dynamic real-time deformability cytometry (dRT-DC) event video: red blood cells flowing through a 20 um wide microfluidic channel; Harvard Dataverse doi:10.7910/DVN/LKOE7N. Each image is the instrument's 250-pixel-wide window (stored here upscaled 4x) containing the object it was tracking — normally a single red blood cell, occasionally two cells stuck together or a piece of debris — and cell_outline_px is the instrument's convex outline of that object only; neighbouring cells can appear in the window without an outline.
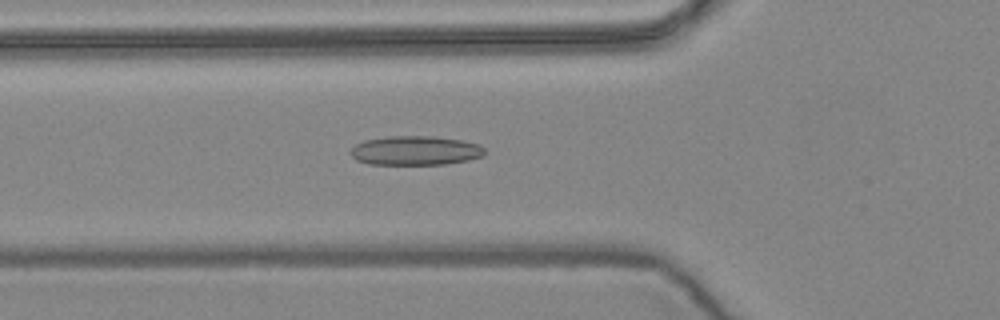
{"species": "common noctule bat (a hibernating species)", "species_latin": "Nyctalus noctula", "temperature_condition": "warm", "stored_images_in_passage": 40, "camera_frame_rate_fps": 3000, "um_per_image_px": 0.085, "animal": {"sex": "female", "body_mass_g": 24.6, "forearm_length_mm": 56.2}, "frame": {"image": 1, "passage_image": 8, "time_ms": 2.333, "image_size_px": [1000, 320], "cell_outline_px": [[484, 156], [468, 160], [444, 164], [368, 164], [356, 160], [348, 152], [356, 144], [364, 140], [388, 136], [436, 136], [464, 140], [480, 144], [484, 148]], "centroid_in_image_um": [35.31, 12.79], "position_along_channel_um": 90.5, "area_um2": 23.06}}
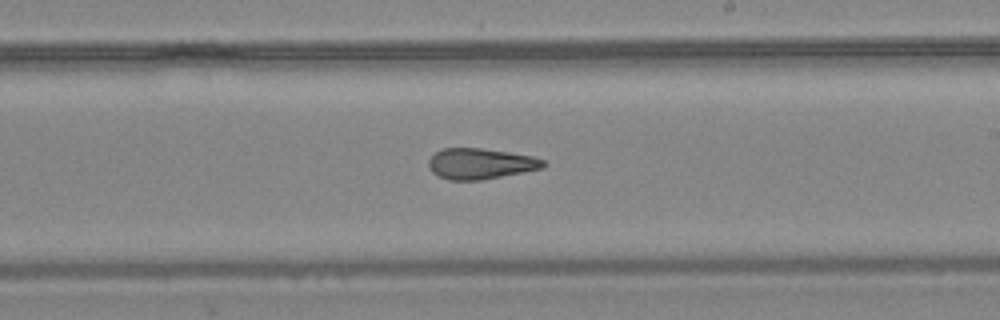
{"frame": {"image": 2, "passage_image": 21, "time_ms": 6.667, "image_size_px": [1000, 320], "cell_outline_px": [[548, 164], [544, 168], [480, 180], [448, 180], [436, 176], [428, 168], [428, 160], [436, 152], [444, 148], [480, 148], [508, 152], [532, 156], [544, 160]], "centroid_in_image_um": [40.82, 13.92], "position_along_channel_um": 248.2, "area_um2": 20.63}}
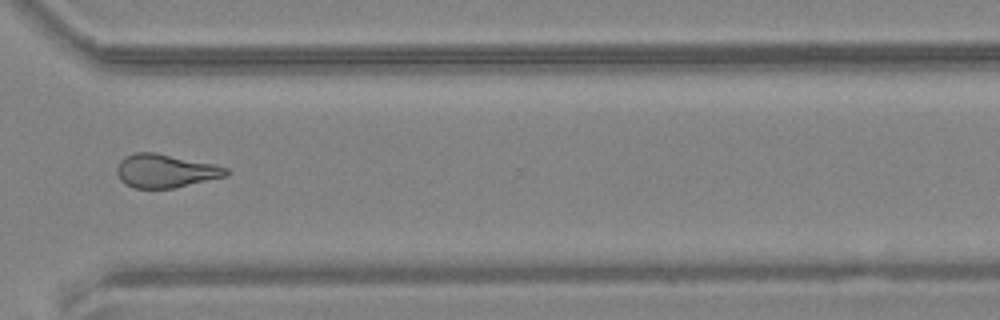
{"frame": {"image": 3, "passage_image": 30, "time_ms": 9.667, "image_size_px": [1000, 320], "cell_outline_px": [[228, 176], [172, 188], [132, 188], [124, 184], [120, 180], [116, 172], [116, 168], [120, 160], [124, 156], [136, 152], [156, 152], [216, 164], [228, 168]], "centroid_in_image_um": [14.04, 14.52], "position_along_channel_um": 356.6, "area_um2": 21.56}, "authors_computed_cell_mechanics": {"area_um2": 21.2704, "velocity_mm_per_s": 3.6214, "shape_relaxation_time_tau1_ms": null, "shape_relaxation_time_tau2_ms": 2.7997, "deformation_change_tau1": null, "deformation_change_tau2": 0.1198}}